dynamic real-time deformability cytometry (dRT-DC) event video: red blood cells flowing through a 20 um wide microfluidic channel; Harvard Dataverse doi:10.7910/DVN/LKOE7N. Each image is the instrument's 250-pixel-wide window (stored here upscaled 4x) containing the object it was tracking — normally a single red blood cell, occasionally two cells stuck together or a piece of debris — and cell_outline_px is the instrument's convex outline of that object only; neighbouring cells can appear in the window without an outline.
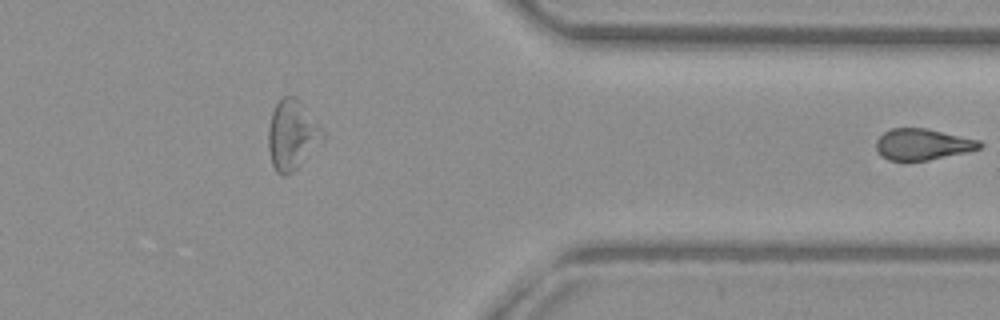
{"species": "common noctule bat (a hibernating species)", "species_latin": "Nyctalus noctula", "temperature_condition": "warm", "stored_images_in_passage": 42, "segment_of_instrument_passage": [2, 2], "camera_frame_rate_fps": 3000, "um_per_image_px": 0.085, "animal": {"sex": "female", "body_mass_g": 29.2, "forearm_length_mm": 56.3}, "frame": {"image": 1, "passage_image": 42, "time_ms": 13.667, "image_size_px": [1000, 320], "cell_outline_px": [[984, 144], [980, 148], [968, 152], [928, 160], [904, 164], [900, 164], [888, 160], [880, 156], [876, 148], [876, 140], [884, 132], [892, 128], [924, 128], [980, 140]], "centroid_in_image_um": [78.37, 12.32], "position_along_channel_um": 333.0, "area_um2": 19.42}}